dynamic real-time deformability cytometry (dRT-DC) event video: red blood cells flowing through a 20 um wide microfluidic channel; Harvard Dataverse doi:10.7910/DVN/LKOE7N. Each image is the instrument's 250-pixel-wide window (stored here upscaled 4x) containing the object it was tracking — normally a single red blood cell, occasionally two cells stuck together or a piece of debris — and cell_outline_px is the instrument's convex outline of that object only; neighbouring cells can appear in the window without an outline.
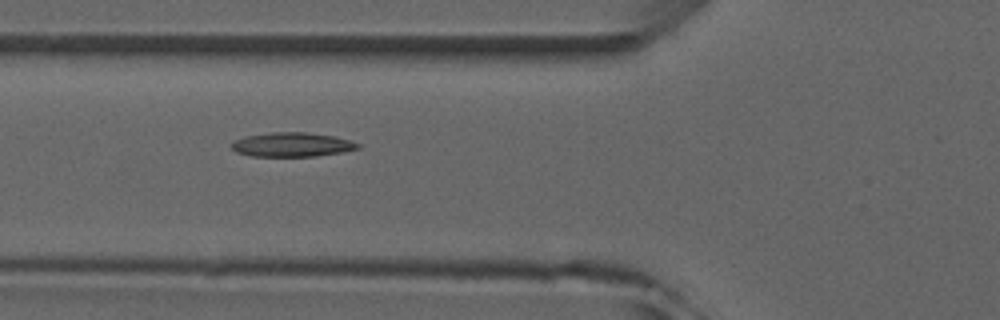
{"species": "common noctule bat (a hibernating species)", "species_latin": "Nyctalus noctula", "temperature_condition": "room temperature", "stored_images_in_passage": 6, "camera_frame_rate_fps": 3000, "um_per_image_px": 0.085, "animal": {"sex": "male", "forearm_length_mm": 52.5}, "frame": {"image": 1, "passage_image": 4, "time_ms": 3.333, "image_size_px": [1000, 320], "cell_outline_px": [[360, 148], [344, 152], [316, 156], [252, 156], [236, 152], [232, 148], [232, 144], [236, 140], [248, 136], [272, 132], [304, 132], [336, 136], [360, 144]], "centroid_in_image_um": [24.87, 12.29], "position_along_channel_um": 100.9, "area_um2": 17.69}}
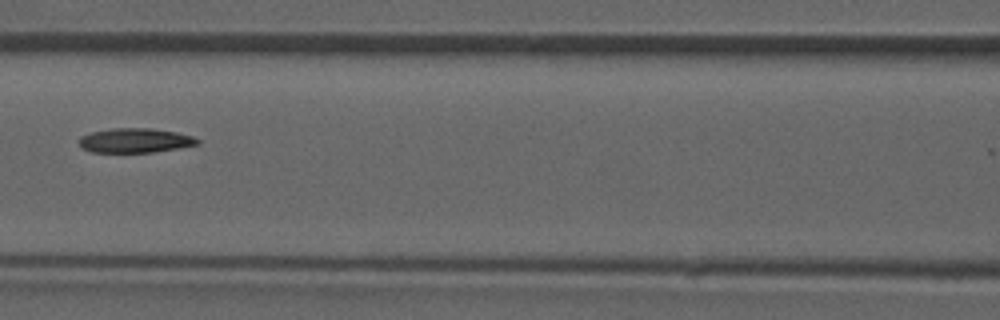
{"frame": {"image": 2, "passage_image": 5, "time_ms": 4.667, "image_size_px": [1000, 320], "cell_outline_px": [[200, 144], [152, 152], [92, 152], [80, 148], [80, 136], [92, 132], [112, 128], [152, 128], [176, 132], [192, 136], [200, 140]], "centroid_in_image_um": [11.47, 11.93], "position_along_channel_um": 155.1, "area_um2": 16.82}}